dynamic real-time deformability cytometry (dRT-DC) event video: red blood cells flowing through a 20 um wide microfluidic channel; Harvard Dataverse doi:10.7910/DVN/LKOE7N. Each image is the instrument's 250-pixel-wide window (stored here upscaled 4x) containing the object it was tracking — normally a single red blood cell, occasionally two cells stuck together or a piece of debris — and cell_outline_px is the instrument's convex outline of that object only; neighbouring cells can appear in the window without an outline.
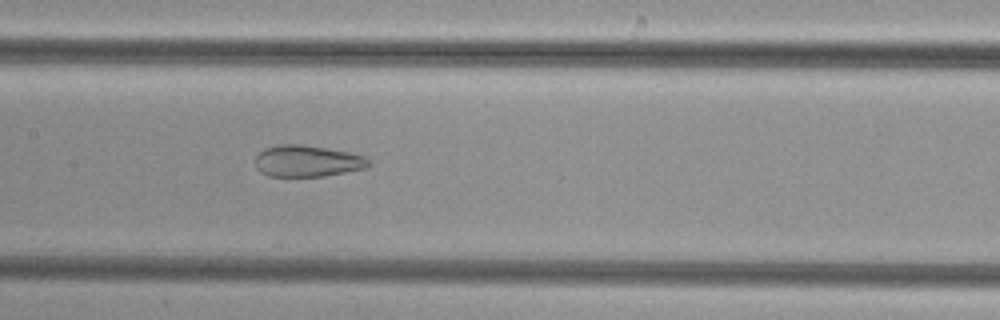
{"species": "common noctule bat (a hibernating species)", "species_latin": "Nyctalus noctula", "temperature_condition": "cold", "stored_images_in_passage": 34, "camera_frame_rate_fps": 3000, "um_per_image_px": 0.085, "animal": {"sex": "female", "body_mass_g": 29.2, "forearm_length_mm": 56.3}, "frame": {"image": 1, "passage_image": 13, "time_ms": 4.0, "image_size_px": [1000, 320], "cell_outline_px": [[372, 164], [368, 168], [324, 176], [268, 176], [260, 172], [256, 168], [256, 156], [264, 148], [280, 144], [300, 144], [328, 148], [348, 152], [364, 156]], "centroid_in_image_um": [26.13, 13.69], "position_along_channel_um": 181.3, "area_um2": 20.92}}
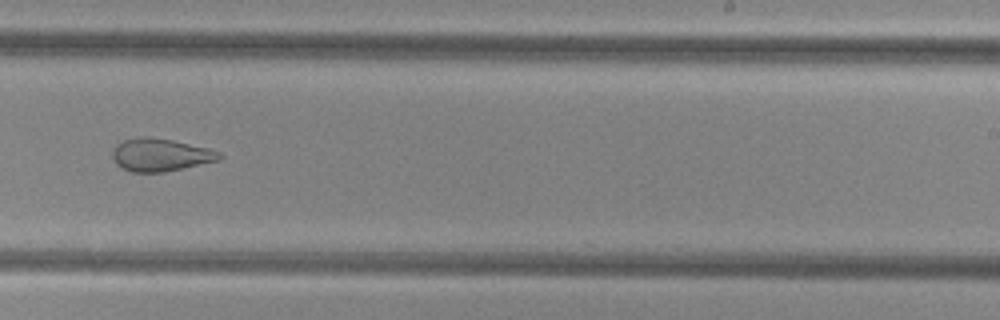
{"frame": {"image": 2, "passage_image": 20, "time_ms": 6.333, "image_size_px": [1000, 320], "cell_outline_px": [[224, 156], [220, 160], [164, 172], [132, 172], [116, 164], [112, 156], [112, 152], [116, 144], [124, 140], [140, 136], [148, 136], [172, 140], [208, 148], [220, 152]], "centroid_in_image_um": [13.64, 13.16], "position_along_channel_um": 275.4, "area_um2": 20.4}}
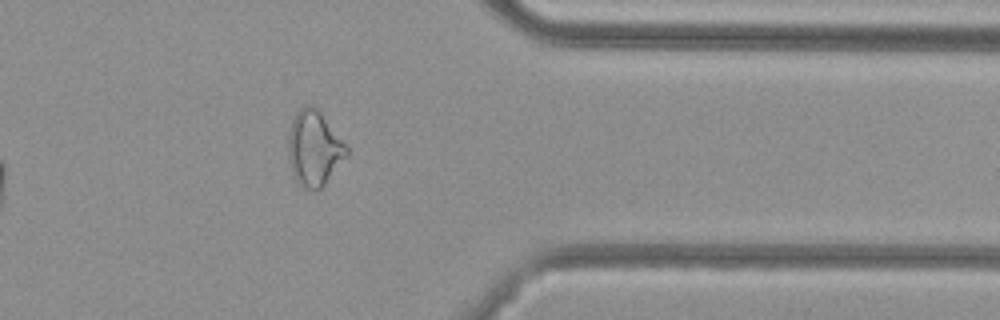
{"frame": {"image": 3, "passage_image": 29, "time_ms": 9.333, "image_size_px": [1000, 320], "cell_outline_px": [[348, 152], [324, 184], [316, 192], [304, 188], [296, 180], [292, 172], [288, 156], [288, 136], [292, 120], [296, 112], [304, 104], [312, 104], [320, 112], [348, 148]], "centroid_in_image_um": [26.65, 12.6], "position_along_channel_um": 384.7, "area_um2": 25.09}}